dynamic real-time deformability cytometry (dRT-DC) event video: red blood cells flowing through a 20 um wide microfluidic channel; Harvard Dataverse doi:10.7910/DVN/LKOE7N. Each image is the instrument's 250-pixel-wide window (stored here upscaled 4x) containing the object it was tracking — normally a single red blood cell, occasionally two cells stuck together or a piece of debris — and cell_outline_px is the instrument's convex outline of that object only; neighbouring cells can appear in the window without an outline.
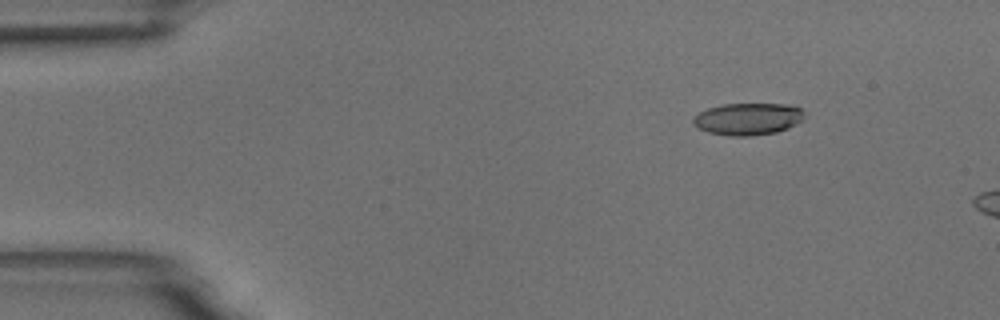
{"species": "common noctule bat (a hibernating species)", "species_latin": "Nyctalus noctula", "temperature_condition": "room temperature", "stored_images_in_passage": 5, "camera_frame_rate_fps": 3000, "um_per_image_px": 0.085, "animal": {"sex": "male", "body_mass_g": 18.8}, "frame": {"image": 1, "passage_image": 1, "time_ms": 0.0, "image_size_px": [1000, 320], "cell_outline_px": [[804, 120], [788, 128], [776, 132], [752, 136], [732, 136], [708, 132], [692, 124], [692, 116], [708, 108], [724, 104], [784, 104], [800, 108], [804, 112]], "centroid_in_image_um": [63.57, 10.11], "position_along_channel_um": 21.4, "area_um2": 20.81}}